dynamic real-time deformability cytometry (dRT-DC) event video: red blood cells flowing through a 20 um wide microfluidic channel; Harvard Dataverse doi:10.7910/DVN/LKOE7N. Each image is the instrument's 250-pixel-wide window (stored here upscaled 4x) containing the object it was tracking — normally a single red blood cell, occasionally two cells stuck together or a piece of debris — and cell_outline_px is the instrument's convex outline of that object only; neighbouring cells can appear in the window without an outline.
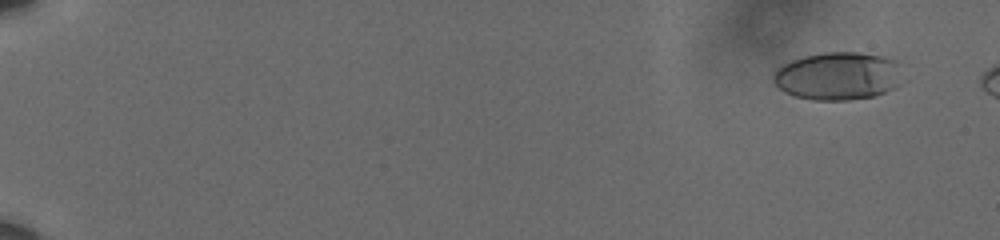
{"species": "human", "species_latin": "Homo sapiens", "temperature_condition": "cold", "stored_images_in_passage": 49, "camera_frame_rate_fps": 3000, "um_per_image_px": 0.085, "donor": {"sex": "male"}, "frame": {"image": 1, "passage_image": 2, "time_ms": 0.333, "image_size_px": [1000, 240], "cell_outline_px": [[900, 84], [896, 88], [876, 96], [848, 100], [812, 100], [796, 96], [784, 92], [772, 80], [772, 76], [776, 68], [792, 60], [804, 56], [824, 52], [860, 52], [884, 56], [896, 60]], "centroid_in_image_um": [71.21, 6.46], "position_along_channel_um": 13.8, "area_um2": 36.24}}
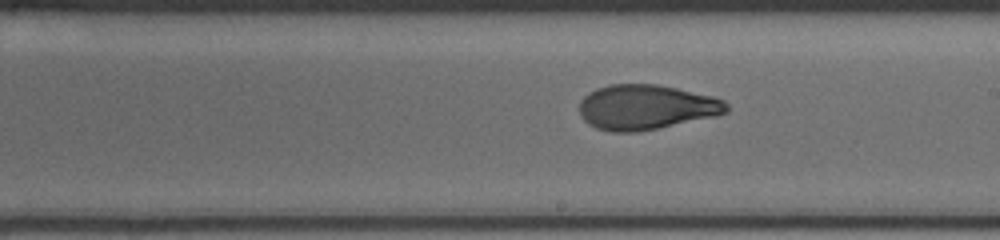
{"frame": {"image": 2, "passage_image": 30, "time_ms": 9.667, "image_size_px": [1000, 240], "cell_outline_px": [[728, 112], [716, 116], [636, 132], [612, 132], [596, 128], [588, 124], [580, 116], [580, 100], [588, 92], [596, 88], [608, 84], [656, 84], [676, 88], [712, 96], [724, 100], [728, 104]], "centroid_in_image_um": [54.89, 9.1], "position_along_channel_um": 234.1, "area_um2": 38.55}}
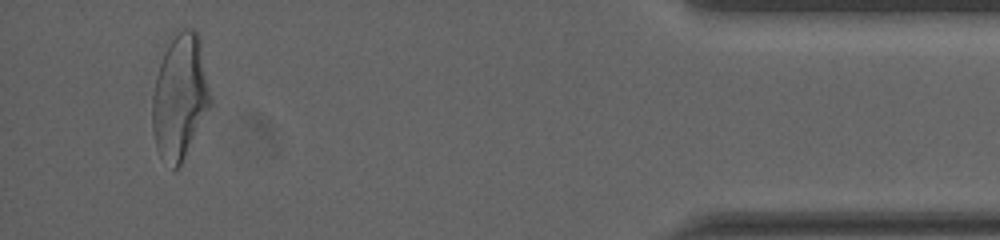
{"frame": {"image": 3, "passage_image": 47, "time_ms": 15.333, "image_size_px": [1000, 240], "cell_outline_px": [[212, 104], [180, 164], [176, 168], [172, 168], [160, 156], [156, 148], [152, 128], [152, 96], [156, 76], [164, 52], [172, 32], [184, 28], [192, 28], [200, 36], [212, 100]], "centroid_in_image_um": [15.3, 8.16], "position_along_channel_um": 419.9, "area_um2": 42.48}}